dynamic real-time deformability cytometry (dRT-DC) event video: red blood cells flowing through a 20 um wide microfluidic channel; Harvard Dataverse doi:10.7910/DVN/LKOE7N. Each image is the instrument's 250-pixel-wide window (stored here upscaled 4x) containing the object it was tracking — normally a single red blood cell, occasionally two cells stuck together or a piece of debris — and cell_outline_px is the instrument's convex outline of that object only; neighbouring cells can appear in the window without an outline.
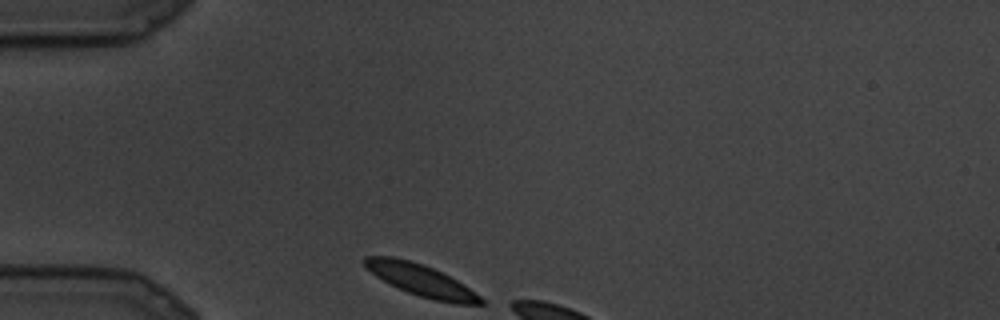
{"species": "common noctule bat (a hibernating species)", "species_latin": "Nyctalus noctula", "temperature_condition": "cold", "stored_images_in_passage": 3, "camera_frame_rate_fps": 3000, "um_per_image_px": 0.085, "animal": {"sex": "male", "body_mass_g": 19.5, "forearm_length_mm": 54.6}, "frame": {"image": 1, "passage_image": 1, "time_ms": 0.0, "image_size_px": [1000, 320], "cell_outline_px": [[488, 304], [456, 304], [432, 300], [408, 292], [376, 276], [364, 264], [364, 256], [392, 256], [412, 260], [424, 264], [464, 284], [480, 296]], "centroid_in_image_um": [35.83, 23.82], "position_along_channel_um": 49.2, "area_um2": 21.21}}